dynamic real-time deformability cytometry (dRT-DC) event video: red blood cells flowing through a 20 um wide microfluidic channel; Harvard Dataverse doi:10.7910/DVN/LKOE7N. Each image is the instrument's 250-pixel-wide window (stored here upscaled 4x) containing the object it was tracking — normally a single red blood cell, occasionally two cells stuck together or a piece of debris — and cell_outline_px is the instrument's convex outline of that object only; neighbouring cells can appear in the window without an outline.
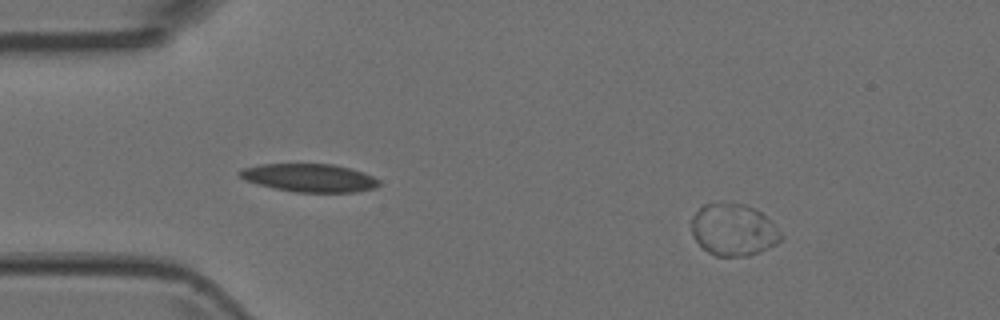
{"species": "Egyptian fruit bat (a non-hibernating species)", "species_latin": "Rousettus aegyptiacus", "temperature_condition": "room temperature", "stored_images_in_passage": 5, "camera_frame_rate_fps": 3000, "um_per_image_px": 0.085, "animal": {"sex": "female"}, "frame": {"image": 1, "passage_image": 1, "time_ms": 0.0, "image_size_px": [1000, 320], "cell_outline_px": [[784, 236], [776, 244], [760, 252], [748, 256], [716, 256], [708, 252], [696, 240], [692, 232], [692, 216], [704, 204], [744, 204], [760, 212]], "centroid_in_image_um": [62.34, 19.56], "position_along_channel_um": 22.7, "area_um2": 26.53}}
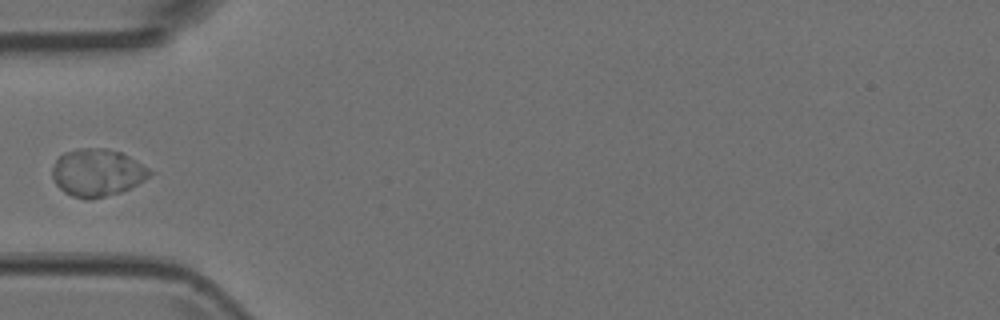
{"frame": {"image": 2, "passage_image": 4, "time_ms": 1.0, "image_size_px": [1000, 320], "cell_outline_px": [[156, 172], [144, 180], [120, 192], [88, 200], [84, 200], [72, 196], [64, 192], [56, 184], [52, 176], [52, 168], [56, 160], [64, 152], [84, 148], [104, 148], [120, 152]], "centroid_in_image_um": [8.25, 14.68], "position_along_channel_um": 76.7, "area_um2": 26.76}}
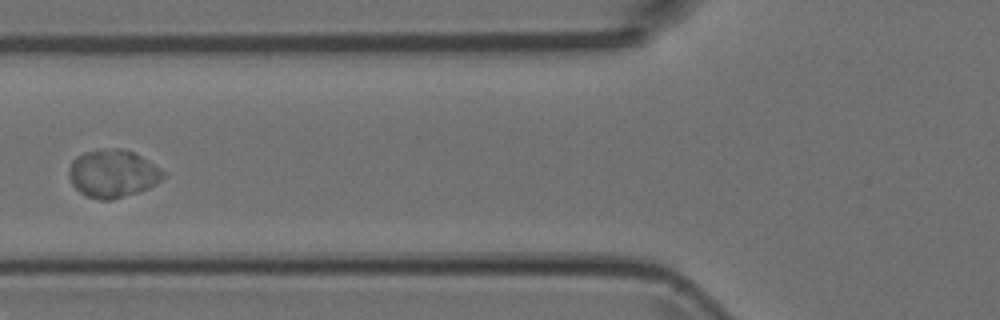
{"frame": {"image": 3, "passage_image": 5, "time_ms": 1.333, "image_size_px": [1000, 320], "cell_outline_px": [[164, 176], [156, 184], [148, 188], [136, 192], [108, 200], [100, 200], [84, 196], [72, 184], [68, 176], [68, 172], [72, 160], [76, 156], [84, 152], [116, 148], [120, 148], [132, 152], [140, 156], [160, 168], [164, 172]], "centroid_in_image_um": [9.54, 14.76], "position_along_channel_um": 116.3, "area_um2": 25.95}}